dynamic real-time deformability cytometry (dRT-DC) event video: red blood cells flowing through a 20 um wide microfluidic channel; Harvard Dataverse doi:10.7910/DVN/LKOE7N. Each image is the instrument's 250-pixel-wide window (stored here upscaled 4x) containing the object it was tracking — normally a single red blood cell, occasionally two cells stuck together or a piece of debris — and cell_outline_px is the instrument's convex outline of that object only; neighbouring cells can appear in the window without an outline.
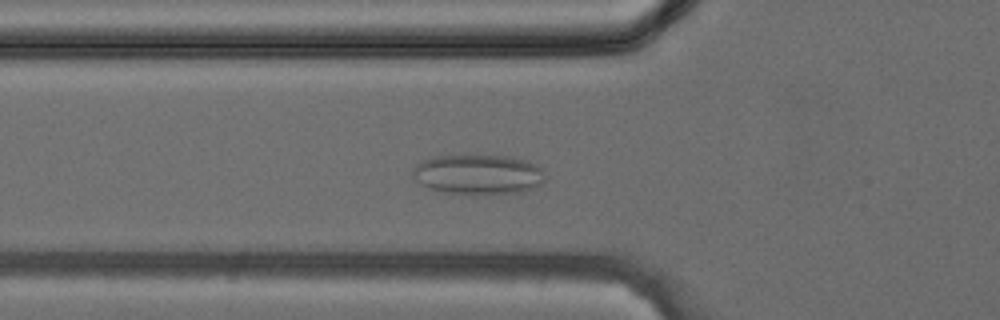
{"species": "common noctule bat (a hibernating species)", "species_latin": "Nyctalus noctula", "temperature_condition": "cold", "stored_images_in_passage": 32, "segment_of_instrument_passage": [1, 3], "camera_frame_rate_fps": 3000, "um_per_image_px": 0.085, "animal": {"sex": "female", "body_mass_g": 24.6, "forearm_length_mm": 56.2}, "frame": {"image": 1, "passage_image": 5, "time_ms": 1.333, "image_size_px": [1000, 320], "cell_outline_px": [[544, 180], [540, 184], [532, 188], [520, 192], [444, 192], [420, 184], [412, 176], [412, 168], [420, 160], [436, 156], [508, 156], [524, 160], [536, 164], [544, 172]], "centroid_in_image_um": [40.61, 14.79], "position_along_channel_um": 85.2, "area_um2": 30.0}}